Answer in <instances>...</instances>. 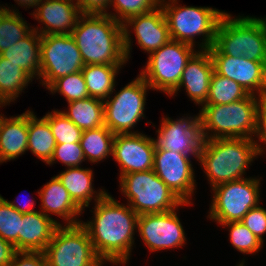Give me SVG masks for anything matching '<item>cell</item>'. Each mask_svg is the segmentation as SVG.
Segmentation results:
<instances>
[{
  "label": "cell",
  "mask_w": 266,
  "mask_h": 266,
  "mask_svg": "<svg viewBox=\"0 0 266 266\" xmlns=\"http://www.w3.org/2000/svg\"><path fill=\"white\" fill-rule=\"evenodd\" d=\"M94 205L92 219L81 224L89 234L95 253L104 263L128 264L139 215L129 204H121L108 192Z\"/></svg>",
  "instance_id": "obj_1"
},
{
  "label": "cell",
  "mask_w": 266,
  "mask_h": 266,
  "mask_svg": "<svg viewBox=\"0 0 266 266\" xmlns=\"http://www.w3.org/2000/svg\"><path fill=\"white\" fill-rule=\"evenodd\" d=\"M84 65H126L123 26L107 14H81L71 32Z\"/></svg>",
  "instance_id": "obj_2"
},
{
  "label": "cell",
  "mask_w": 266,
  "mask_h": 266,
  "mask_svg": "<svg viewBox=\"0 0 266 266\" xmlns=\"http://www.w3.org/2000/svg\"><path fill=\"white\" fill-rule=\"evenodd\" d=\"M255 139L216 138L203 140L198 161L210 187L244 179L251 162L258 157Z\"/></svg>",
  "instance_id": "obj_3"
},
{
  "label": "cell",
  "mask_w": 266,
  "mask_h": 266,
  "mask_svg": "<svg viewBox=\"0 0 266 266\" xmlns=\"http://www.w3.org/2000/svg\"><path fill=\"white\" fill-rule=\"evenodd\" d=\"M263 98L249 94L229 104L201 105L200 131L203 140L216 138L254 139L258 107Z\"/></svg>",
  "instance_id": "obj_4"
},
{
  "label": "cell",
  "mask_w": 266,
  "mask_h": 266,
  "mask_svg": "<svg viewBox=\"0 0 266 266\" xmlns=\"http://www.w3.org/2000/svg\"><path fill=\"white\" fill-rule=\"evenodd\" d=\"M214 46L223 55L266 62V17H233L226 12L218 24Z\"/></svg>",
  "instance_id": "obj_5"
},
{
  "label": "cell",
  "mask_w": 266,
  "mask_h": 266,
  "mask_svg": "<svg viewBox=\"0 0 266 266\" xmlns=\"http://www.w3.org/2000/svg\"><path fill=\"white\" fill-rule=\"evenodd\" d=\"M178 3V0H166L160 3L168 23L171 40L196 47L195 36H202V42L198 43L199 50H208L214 45L218 24L226 12L205 6H181Z\"/></svg>",
  "instance_id": "obj_6"
},
{
  "label": "cell",
  "mask_w": 266,
  "mask_h": 266,
  "mask_svg": "<svg viewBox=\"0 0 266 266\" xmlns=\"http://www.w3.org/2000/svg\"><path fill=\"white\" fill-rule=\"evenodd\" d=\"M121 193L137 215L163 213L192 203H183L152 170L119 178Z\"/></svg>",
  "instance_id": "obj_7"
},
{
  "label": "cell",
  "mask_w": 266,
  "mask_h": 266,
  "mask_svg": "<svg viewBox=\"0 0 266 266\" xmlns=\"http://www.w3.org/2000/svg\"><path fill=\"white\" fill-rule=\"evenodd\" d=\"M196 51L190 44L170 40L160 49L148 54L145 68L139 75L151 90L161 91L169 96L178 87L186 63Z\"/></svg>",
  "instance_id": "obj_8"
},
{
  "label": "cell",
  "mask_w": 266,
  "mask_h": 266,
  "mask_svg": "<svg viewBox=\"0 0 266 266\" xmlns=\"http://www.w3.org/2000/svg\"><path fill=\"white\" fill-rule=\"evenodd\" d=\"M260 181L261 177H245L211 188L213 196L207 217L218 224L241 221L260 204Z\"/></svg>",
  "instance_id": "obj_9"
},
{
  "label": "cell",
  "mask_w": 266,
  "mask_h": 266,
  "mask_svg": "<svg viewBox=\"0 0 266 266\" xmlns=\"http://www.w3.org/2000/svg\"><path fill=\"white\" fill-rule=\"evenodd\" d=\"M58 225L44 250L48 266H100L89 234L81 224Z\"/></svg>",
  "instance_id": "obj_10"
},
{
  "label": "cell",
  "mask_w": 266,
  "mask_h": 266,
  "mask_svg": "<svg viewBox=\"0 0 266 266\" xmlns=\"http://www.w3.org/2000/svg\"><path fill=\"white\" fill-rule=\"evenodd\" d=\"M150 86L138 75L120 91L104 100V123L114 134L138 133L132 129L145 118L146 96Z\"/></svg>",
  "instance_id": "obj_11"
},
{
  "label": "cell",
  "mask_w": 266,
  "mask_h": 266,
  "mask_svg": "<svg viewBox=\"0 0 266 266\" xmlns=\"http://www.w3.org/2000/svg\"><path fill=\"white\" fill-rule=\"evenodd\" d=\"M84 62L71 34L41 35L39 81L48 88L55 80L79 72Z\"/></svg>",
  "instance_id": "obj_12"
},
{
  "label": "cell",
  "mask_w": 266,
  "mask_h": 266,
  "mask_svg": "<svg viewBox=\"0 0 266 266\" xmlns=\"http://www.w3.org/2000/svg\"><path fill=\"white\" fill-rule=\"evenodd\" d=\"M122 26L123 48L127 61L131 57L130 51L132 52L133 45L130 29L134 31L140 49L149 54L171 40L168 23L161 5L147 13L128 18L122 23Z\"/></svg>",
  "instance_id": "obj_13"
},
{
  "label": "cell",
  "mask_w": 266,
  "mask_h": 266,
  "mask_svg": "<svg viewBox=\"0 0 266 266\" xmlns=\"http://www.w3.org/2000/svg\"><path fill=\"white\" fill-rule=\"evenodd\" d=\"M178 208L139 215L137 232L150 252L180 248L187 243L186 233L177 215Z\"/></svg>",
  "instance_id": "obj_14"
},
{
  "label": "cell",
  "mask_w": 266,
  "mask_h": 266,
  "mask_svg": "<svg viewBox=\"0 0 266 266\" xmlns=\"http://www.w3.org/2000/svg\"><path fill=\"white\" fill-rule=\"evenodd\" d=\"M191 155L160 149L156 145L153 171L183 202L192 203L196 189Z\"/></svg>",
  "instance_id": "obj_15"
},
{
  "label": "cell",
  "mask_w": 266,
  "mask_h": 266,
  "mask_svg": "<svg viewBox=\"0 0 266 266\" xmlns=\"http://www.w3.org/2000/svg\"><path fill=\"white\" fill-rule=\"evenodd\" d=\"M208 50L217 74L237 82L249 94L266 98V62L223 55L214 45Z\"/></svg>",
  "instance_id": "obj_16"
},
{
  "label": "cell",
  "mask_w": 266,
  "mask_h": 266,
  "mask_svg": "<svg viewBox=\"0 0 266 266\" xmlns=\"http://www.w3.org/2000/svg\"><path fill=\"white\" fill-rule=\"evenodd\" d=\"M192 116L187 115L176 120L167 116L162 118L160 127L156 131V145L160 149L191 155L198 160L203 141L200 131V113Z\"/></svg>",
  "instance_id": "obj_17"
},
{
  "label": "cell",
  "mask_w": 266,
  "mask_h": 266,
  "mask_svg": "<svg viewBox=\"0 0 266 266\" xmlns=\"http://www.w3.org/2000/svg\"><path fill=\"white\" fill-rule=\"evenodd\" d=\"M155 138L138 133L115 134L112 157L122 175L152 170L154 166Z\"/></svg>",
  "instance_id": "obj_18"
},
{
  "label": "cell",
  "mask_w": 266,
  "mask_h": 266,
  "mask_svg": "<svg viewBox=\"0 0 266 266\" xmlns=\"http://www.w3.org/2000/svg\"><path fill=\"white\" fill-rule=\"evenodd\" d=\"M31 14L42 27H32L40 35L71 34L82 14L75 1L43 0Z\"/></svg>",
  "instance_id": "obj_19"
},
{
  "label": "cell",
  "mask_w": 266,
  "mask_h": 266,
  "mask_svg": "<svg viewBox=\"0 0 266 266\" xmlns=\"http://www.w3.org/2000/svg\"><path fill=\"white\" fill-rule=\"evenodd\" d=\"M213 72L214 64L209 50L198 49L186 63L178 87L169 96H176L184 87L194 104L203 105L208 98Z\"/></svg>",
  "instance_id": "obj_20"
},
{
  "label": "cell",
  "mask_w": 266,
  "mask_h": 266,
  "mask_svg": "<svg viewBox=\"0 0 266 266\" xmlns=\"http://www.w3.org/2000/svg\"><path fill=\"white\" fill-rule=\"evenodd\" d=\"M37 193L41 200L40 211L45 215L50 218L51 214L57 215L66 225L81 223L79 217L83 211L74 203L57 176L52 177Z\"/></svg>",
  "instance_id": "obj_21"
},
{
  "label": "cell",
  "mask_w": 266,
  "mask_h": 266,
  "mask_svg": "<svg viewBox=\"0 0 266 266\" xmlns=\"http://www.w3.org/2000/svg\"><path fill=\"white\" fill-rule=\"evenodd\" d=\"M28 110L9 118L0 117V163L15 160L27 151Z\"/></svg>",
  "instance_id": "obj_22"
},
{
  "label": "cell",
  "mask_w": 266,
  "mask_h": 266,
  "mask_svg": "<svg viewBox=\"0 0 266 266\" xmlns=\"http://www.w3.org/2000/svg\"><path fill=\"white\" fill-rule=\"evenodd\" d=\"M58 225L61 223L40 210L22 214L20 251H44Z\"/></svg>",
  "instance_id": "obj_23"
},
{
  "label": "cell",
  "mask_w": 266,
  "mask_h": 266,
  "mask_svg": "<svg viewBox=\"0 0 266 266\" xmlns=\"http://www.w3.org/2000/svg\"><path fill=\"white\" fill-rule=\"evenodd\" d=\"M93 170L89 168L69 167L56 175L64 188L68 191L74 203L82 210L89 207L92 199L94 203L100 200L107 192L104 189L94 191ZM100 190V191H99Z\"/></svg>",
  "instance_id": "obj_24"
},
{
  "label": "cell",
  "mask_w": 266,
  "mask_h": 266,
  "mask_svg": "<svg viewBox=\"0 0 266 266\" xmlns=\"http://www.w3.org/2000/svg\"><path fill=\"white\" fill-rule=\"evenodd\" d=\"M21 67L32 79H39L41 69V35L32 29L23 39L0 54Z\"/></svg>",
  "instance_id": "obj_25"
},
{
  "label": "cell",
  "mask_w": 266,
  "mask_h": 266,
  "mask_svg": "<svg viewBox=\"0 0 266 266\" xmlns=\"http://www.w3.org/2000/svg\"><path fill=\"white\" fill-rule=\"evenodd\" d=\"M56 147L55 138L49 126V122L44 118H38L32 110H28V146L27 151H31L38 159L48 163Z\"/></svg>",
  "instance_id": "obj_26"
},
{
  "label": "cell",
  "mask_w": 266,
  "mask_h": 266,
  "mask_svg": "<svg viewBox=\"0 0 266 266\" xmlns=\"http://www.w3.org/2000/svg\"><path fill=\"white\" fill-rule=\"evenodd\" d=\"M123 65H84L81 70L90 97L106 100L115 92L116 76Z\"/></svg>",
  "instance_id": "obj_27"
},
{
  "label": "cell",
  "mask_w": 266,
  "mask_h": 266,
  "mask_svg": "<svg viewBox=\"0 0 266 266\" xmlns=\"http://www.w3.org/2000/svg\"><path fill=\"white\" fill-rule=\"evenodd\" d=\"M82 131L104 126V101L87 97L68 103V109L61 111Z\"/></svg>",
  "instance_id": "obj_28"
},
{
  "label": "cell",
  "mask_w": 266,
  "mask_h": 266,
  "mask_svg": "<svg viewBox=\"0 0 266 266\" xmlns=\"http://www.w3.org/2000/svg\"><path fill=\"white\" fill-rule=\"evenodd\" d=\"M32 81L21 67L0 55V101L9 106Z\"/></svg>",
  "instance_id": "obj_29"
},
{
  "label": "cell",
  "mask_w": 266,
  "mask_h": 266,
  "mask_svg": "<svg viewBox=\"0 0 266 266\" xmlns=\"http://www.w3.org/2000/svg\"><path fill=\"white\" fill-rule=\"evenodd\" d=\"M115 134L105 125L96 129L84 130L80 144L86 161L98 163L112 156Z\"/></svg>",
  "instance_id": "obj_30"
},
{
  "label": "cell",
  "mask_w": 266,
  "mask_h": 266,
  "mask_svg": "<svg viewBox=\"0 0 266 266\" xmlns=\"http://www.w3.org/2000/svg\"><path fill=\"white\" fill-rule=\"evenodd\" d=\"M10 8L7 6L0 15V54L32 30V26L22 18L19 10Z\"/></svg>",
  "instance_id": "obj_31"
},
{
  "label": "cell",
  "mask_w": 266,
  "mask_h": 266,
  "mask_svg": "<svg viewBox=\"0 0 266 266\" xmlns=\"http://www.w3.org/2000/svg\"><path fill=\"white\" fill-rule=\"evenodd\" d=\"M249 93L237 82L225 76L212 74L207 101L203 105L229 104L244 99Z\"/></svg>",
  "instance_id": "obj_32"
},
{
  "label": "cell",
  "mask_w": 266,
  "mask_h": 266,
  "mask_svg": "<svg viewBox=\"0 0 266 266\" xmlns=\"http://www.w3.org/2000/svg\"><path fill=\"white\" fill-rule=\"evenodd\" d=\"M48 122L56 144L80 142L82 130L60 110H53L43 116Z\"/></svg>",
  "instance_id": "obj_33"
},
{
  "label": "cell",
  "mask_w": 266,
  "mask_h": 266,
  "mask_svg": "<svg viewBox=\"0 0 266 266\" xmlns=\"http://www.w3.org/2000/svg\"><path fill=\"white\" fill-rule=\"evenodd\" d=\"M22 214L0 195V237L20 251V221Z\"/></svg>",
  "instance_id": "obj_34"
},
{
  "label": "cell",
  "mask_w": 266,
  "mask_h": 266,
  "mask_svg": "<svg viewBox=\"0 0 266 266\" xmlns=\"http://www.w3.org/2000/svg\"><path fill=\"white\" fill-rule=\"evenodd\" d=\"M229 231L231 245L242 254L259 253L263 243L240 221L220 224Z\"/></svg>",
  "instance_id": "obj_35"
},
{
  "label": "cell",
  "mask_w": 266,
  "mask_h": 266,
  "mask_svg": "<svg viewBox=\"0 0 266 266\" xmlns=\"http://www.w3.org/2000/svg\"><path fill=\"white\" fill-rule=\"evenodd\" d=\"M47 89L52 95H63L68 103L89 97L82 71L58 78Z\"/></svg>",
  "instance_id": "obj_36"
},
{
  "label": "cell",
  "mask_w": 266,
  "mask_h": 266,
  "mask_svg": "<svg viewBox=\"0 0 266 266\" xmlns=\"http://www.w3.org/2000/svg\"><path fill=\"white\" fill-rule=\"evenodd\" d=\"M116 13L108 12V15L116 21L124 23L128 18L147 13L160 6L158 0H111V5Z\"/></svg>",
  "instance_id": "obj_37"
},
{
  "label": "cell",
  "mask_w": 266,
  "mask_h": 266,
  "mask_svg": "<svg viewBox=\"0 0 266 266\" xmlns=\"http://www.w3.org/2000/svg\"><path fill=\"white\" fill-rule=\"evenodd\" d=\"M85 160L80 142L56 144L53 156L47 165L51 166L52 164H56V162L60 161L67 168L79 167V165L81 166L82 162H85Z\"/></svg>",
  "instance_id": "obj_38"
},
{
  "label": "cell",
  "mask_w": 266,
  "mask_h": 266,
  "mask_svg": "<svg viewBox=\"0 0 266 266\" xmlns=\"http://www.w3.org/2000/svg\"><path fill=\"white\" fill-rule=\"evenodd\" d=\"M244 224L262 243L266 234V209L261 205L251 208L240 221Z\"/></svg>",
  "instance_id": "obj_39"
},
{
  "label": "cell",
  "mask_w": 266,
  "mask_h": 266,
  "mask_svg": "<svg viewBox=\"0 0 266 266\" xmlns=\"http://www.w3.org/2000/svg\"><path fill=\"white\" fill-rule=\"evenodd\" d=\"M10 266H48L44 251H16Z\"/></svg>",
  "instance_id": "obj_40"
},
{
  "label": "cell",
  "mask_w": 266,
  "mask_h": 266,
  "mask_svg": "<svg viewBox=\"0 0 266 266\" xmlns=\"http://www.w3.org/2000/svg\"><path fill=\"white\" fill-rule=\"evenodd\" d=\"M255 145H256V150H257V156L262 155L264 149L266 148V98H263L259 104L258 107V113H257V130L256 134L254 136ZM262 143L263 145L261 146ZM265 147V148H264Z\"/></svg>",
  "instance_id": "obj_41"
},
{
  "label": "cell",
  "mask_w": 266,
  "mask_h": 266,
  "mask_svg": "<svg viewBox=\"0 0 266 266\" xmlns=\"http://www.w3.org/2000/svg\"><path fill=\"white\" fill-rule=\"evenodd\" d=\"M75 2L82 14L108 15L109 8H111V0H75Z\"/></svg>",
  "instance_id": "obj_42"
},
{
  "label": "cell",
  "mask_w": 266,
  "mask_h": 266,
  "mask_svg": "<svg viewBox=\"0 0 266 266\" xmlns=\"http://www.w3.org/2000/svg\"><path fill=\"white\" fill-rule=\"evenodd\" d=\"M15 247L0 237V266H10Z\"/></svg>",
  "instance_id": "obj_43"
},
{
  "label": "cell",
  "mask_w": 266,
  "mask_h": 266,
  "mask_svg": "<svg viewBox=\"0 0 266 266\" xmlns=\"http://www.w3.org/2000/svg\"><path fill=\"white\" fill-rule=\"evenodd\" d=\"M8 203L21 214L32 213V212L38 211L34 209L35 200L33 201L32 199L29 202H26L27 204L25 203L23 205L21 203L17 204V202L15 203V201H12V202L8 201Z\"/></svg>",
  "instance_id": "obj_44"
},
{
  "label": "cell",
  "mask_w": 266,
  "mask_h": 266,
  "mask_svg": "<svg viewBox=\"0 0 266 266\" xmlns=\"http://www.w3.org/2000/svg\"><path fill=\"white\" fill-rule=\"evenodd\" d=\"M16 3L21 6V7H26V8H35L38 6L43 0H14Z\"/></svg>",
  "instance_id": "obj_45"
},
{
  "label": "cell",
  "mask_w": 266,
  "mask_h": 266,
  "mask_svg": "<svg viewBox=\"0 0 266 266\" xmlns=\"http://www.w3.org/2000/svg\"><path fill=\"white\" fill-rule=\"evenodd\" d=\"M6 107V104L4 103V102H2V101H0V108H2V107ZM2 116V113L0 114V117Z\"/></svg>",
  "instance_id": "obj_46"
},
{
  "label": "cell",
  "mask_w": 266,
  "mask_h": 266,
  "mask_svg": "<svg viewBox=\"0 0 266 266\" xmlns=\"http://www.w3.org/2000/svg\"><path fill=\"white\" fill-rule=\"evenodd\" d=\"M5 8V6H0V15L4 12Z\"/></svg>",
  "instance_id": "obj_47"
},
{
  "label": "cell",
  "mask_w": 266,
  "mask_h": 266,
  "mask_svg": "<svg viewBox=\"0 0 266 266\" xmlns=\"http://www.w3.org/2000/svg\"><path fill=\"white\" fill-rule=\"evenodd\" d=\"M245 260L243 259L242 261H241V263L240 264H238L237 266H245Z\"/></svg>",
  "instance_id": "obj_48"
}]
</instances>
